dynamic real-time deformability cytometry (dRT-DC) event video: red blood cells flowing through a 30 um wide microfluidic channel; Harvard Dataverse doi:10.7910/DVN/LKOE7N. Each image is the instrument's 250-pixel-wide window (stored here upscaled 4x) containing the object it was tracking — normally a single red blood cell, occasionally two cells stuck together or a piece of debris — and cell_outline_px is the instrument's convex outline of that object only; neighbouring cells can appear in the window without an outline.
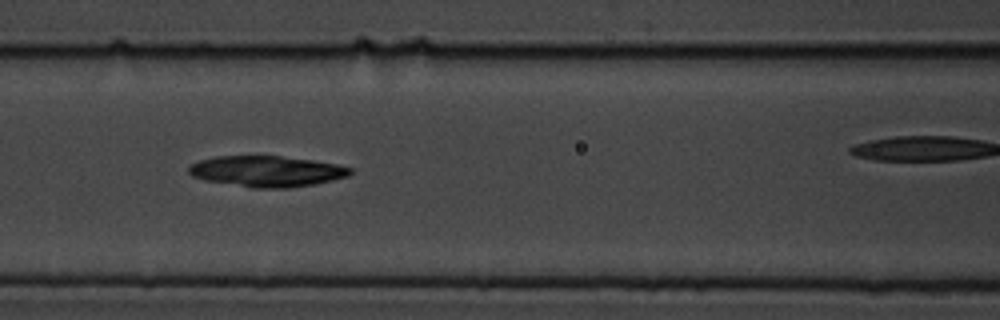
{"species": "common noctule bat (a hibernating species)", "species_latin": "Nyctalus noctula", "temperature_condition": "cold", "stored_images_in_passage": 8, "segment_of_instrument_passage": [1, 2], "camera_frame_rate_fps": 3000, "um_per_image_px": 0.085, "animal": {"sex": "male", "body_mass_g": 19.5, "forearm_length_mm": 54.6}, "frame": {"image": 1, "passage_image": 6, "time_ms": 1.667, "image_size_px": [1000, 320], "cell_outline_px": [[352, 172], [348, 176], [316, 184], [288, 188], [252, 188], [204, 180], [192, 176], [188, 172], [188, 168], [192, 164], [200, 160], [216, 156], [280, 156], [312, 160], [336, 164], [352, 168]], "centroid_in_image_um": [22.67, 14.56], "position_along_channel_um": 143.9, "area_um2": 29.07}}
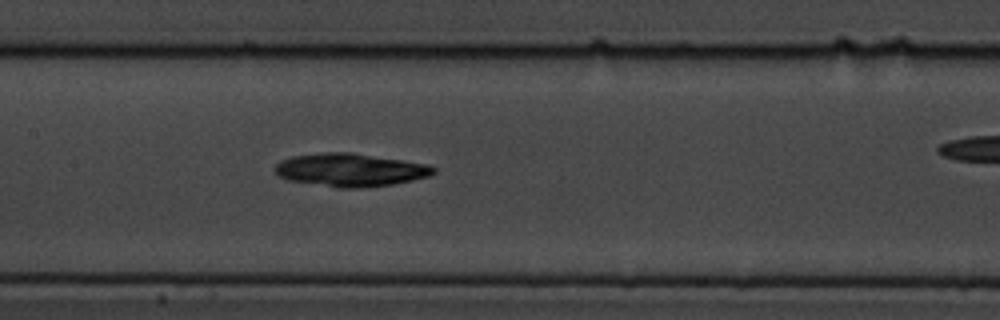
{"frame": {"image": 2, "passage_image": 7, "time_ms": 2.0, "image_size_px": [1000, 320], "cell_outline_px": [[436, 172], [428, 176], [412, 180], [392, 184], [356, 188], [340, 188], [288, 180], [280, 176], [272, 168], [280, 160], [292, 156], [324, 152], [352, 152], [428, 164], [436, 168]], "centroid_in_image_um": [29.76, 14.43], "position_along_channel_um": 177.6, "area_um2": 30.52}}